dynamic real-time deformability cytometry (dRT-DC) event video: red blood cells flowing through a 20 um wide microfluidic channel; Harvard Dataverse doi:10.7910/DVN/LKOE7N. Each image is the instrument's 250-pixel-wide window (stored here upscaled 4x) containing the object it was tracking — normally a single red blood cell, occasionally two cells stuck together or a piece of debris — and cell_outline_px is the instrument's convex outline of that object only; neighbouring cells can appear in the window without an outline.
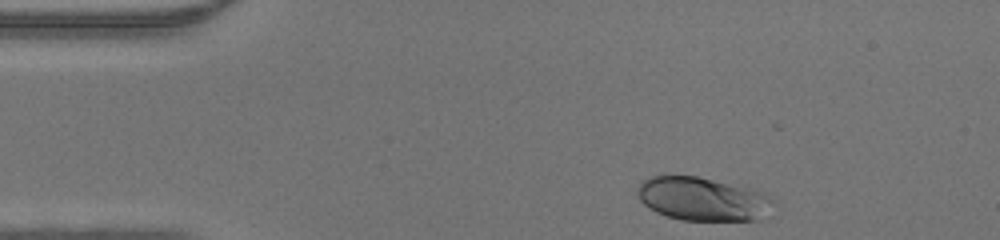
{"species": "human", "species_latin": "Homo sapiens", "temperature_condition": "warm", "stored_images_in_passage": 32, "camera_frame_rate_fps": 3000, "um_per_image_px": 0.085, "donor": {"sex": "male"}, "frame": {"image": 1, "passage_image": 1, "time_ms": 0.0, "image_size_px": [1000, 240], "cell_outline_px": [[776, 204], [756, 220], [680, 220], [656, 212], [648, 208], [640, 200], [636, 192], [636, 188], [644, 180], [652, 176], [696, 176], [752, 188], [776, 196]], "centroid_in_image_um": [59.76, 16.9], "position_along_channel_um": 25.2, "area_um2": 34.68}}
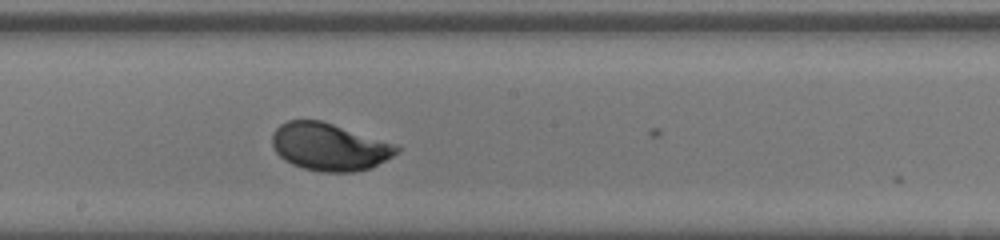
{"frame": {"image": 2, "passage_image": 19, "time_ms": 6.0, "image_size_px": [1000, 240], "cell_outline_px": [[400, 152], [372, 168], [352, 172], [320, 172], [304, 168], [292, 164], [284, 160], [276, 152], [272, 144], [272, 132], [280, 124], [288, 120], [320, 120], [400, 144]], "centroid_in_image_um": [28.04, 12.48], "position_along_channel_um": 220.2, "area_um2": 34.91}}
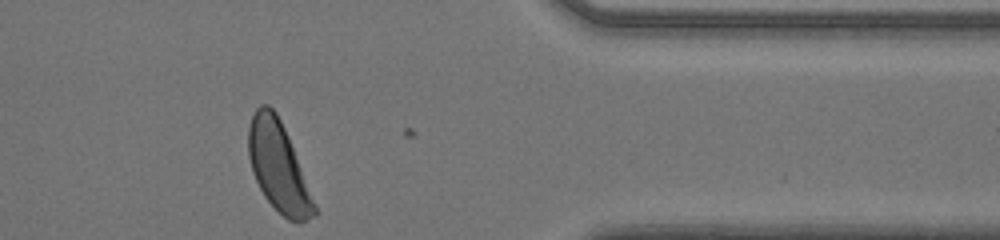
{"frame": {"image": 3, "passage_image": 32, "time_ms": 10.333, "image_size_px": [1000, 240], "cell_outline_px": [[316, 216], [300, 224], [288, 220], [264, 196], [252, 172], [248, 156], [248, 128], [252, 116], [256, 108], [260, 104], [268, 104], [276, 112], [288, 136], [316, 208]], "centroid_in_image_um": [23.63, 14.16], "position_along_channel_um": 387.8, "area_um2": 33.81}}